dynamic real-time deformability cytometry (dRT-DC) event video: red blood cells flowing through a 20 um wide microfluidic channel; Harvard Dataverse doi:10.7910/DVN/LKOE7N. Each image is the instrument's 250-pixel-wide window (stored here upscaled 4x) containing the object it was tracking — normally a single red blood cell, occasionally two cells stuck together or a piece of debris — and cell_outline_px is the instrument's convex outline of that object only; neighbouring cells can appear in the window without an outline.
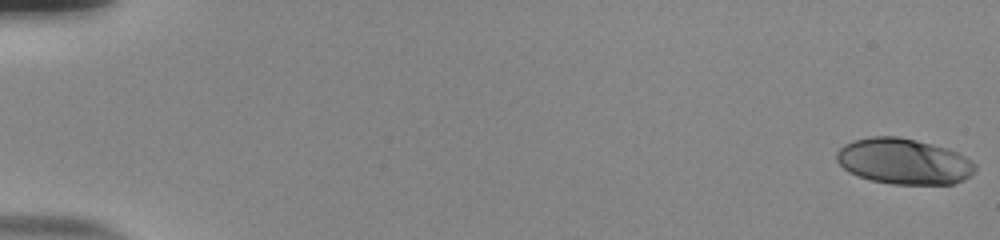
{"species": "human", "species_latin": "Homo sapiens", "temperature_condition": "room temperature", "stored_images_in_passage": 55, "camera_frame_rate_fps": 3000, "um_per_image_px": 0.085, "donor": {"sex": "male"}, "frame": {"image": 1, "passage_image": 1, "time_ms": 0.0, "image_size_px": [1000, 240], "cell_outline_px": [[976, 168], [964, 180], [952, 184], [892, 184], [872, 180], [848, 172], [836, 160], [836, 152], [844, 144], [852, 140], [872, 136], [896, 136], [916, 140], [948, 148], [972, 160], [976, 164]], "centroid_in_image_um": [76.81, 13.71], "position_along_channel_um": 8.2, "area_um2": 36.93}}
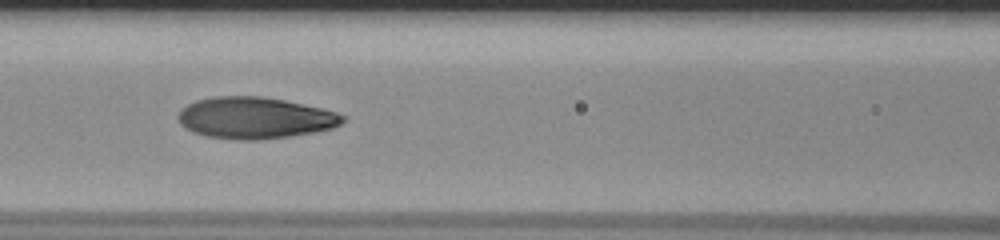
{"frame": {"image": 2, "passage_image": 26, "time_ms": 8.333, "image_size_px": [1000, 240], "cell_outline_px": [[344, 120], [340, 124], [332, 128], [316, 132], [260, 140], [236, 140], [204, 136], [192, 132], [184, 128], [180, 124], [180, 108], [196, 100], [212, 96], [260, 96], [284, 100], [320, 108], [336, 112], [344, 116]], "centroid_in_image_um": [21.63, 10.03], "position_along_channel_um": 145.0, "area_um2": 39.82}}
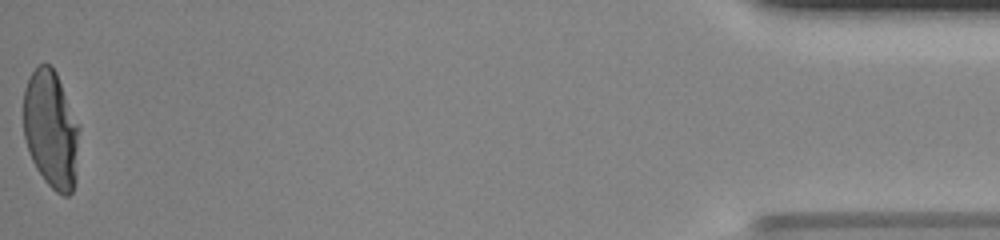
{"frame": {"image": 3, "passage_image": 55, "time_ms": 18.0, "image_size_px": [1000, 240], "cell_outline_px": [[80, 128], [76, 176], [72, 192], [68, 196], [64, 196], [56, 192], [44, 180], [36, 168], [28, 152], [24, 136], [24, 88], [32, 72], [40, 64], [48, 64], [56, 72], [80, 124]], "centroid_in_image_um": [4.36, 11.02], "position_along_channel_um": 430.8, "area_um2": 38.61}, "authors_computed_cell_mechanics": {"area_um2": 38.6104, "velocity_mm_per_s": 3.8502, "shape_relaxation_time_tau1_ms": 6.8493, "shape_relaxation_time_tau2_ms": 0.953, "deformation_change_tau1": 0.2875, "deformation_change_tau2": 0.064}}